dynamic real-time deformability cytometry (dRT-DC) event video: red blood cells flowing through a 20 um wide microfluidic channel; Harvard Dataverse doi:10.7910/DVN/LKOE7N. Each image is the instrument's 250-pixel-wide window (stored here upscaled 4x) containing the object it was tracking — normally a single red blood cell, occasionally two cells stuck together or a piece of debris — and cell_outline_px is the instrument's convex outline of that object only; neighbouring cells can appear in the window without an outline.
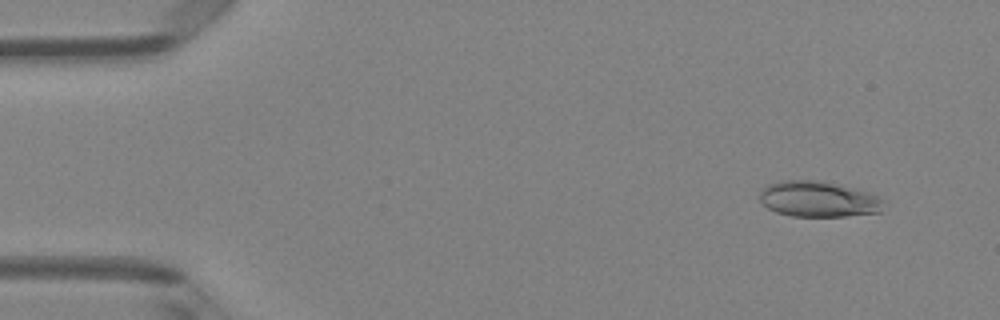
{"species": "Egyptian fruit bat (a non-hibernating species)", "species_latin": "Rousettus aegyptiacus", "temperature_condition": "room temperature", "stored_images_in_passage": 6, "camera_frame_rate_fps": 3000, "um_per_image_px": 0.085, "animal": {"sex": "female"}, "frame": {"image": 1, "passage_image": 2, "time_ms": 1.0, "image_size_px": [1000, 320], "cell_outline_px": [[884, 200], [880, 212], [844, 216], [792, 216], [776, 212], [768, 208], [760, 200], [760, 192], [768, 184], [780, 180], [820, 180], [840, 184], [868, 192]], "centroid_in_image_um": [69.55, 16.91], "position_along_channel_um": 15.5, "area_um2": 25.78}}
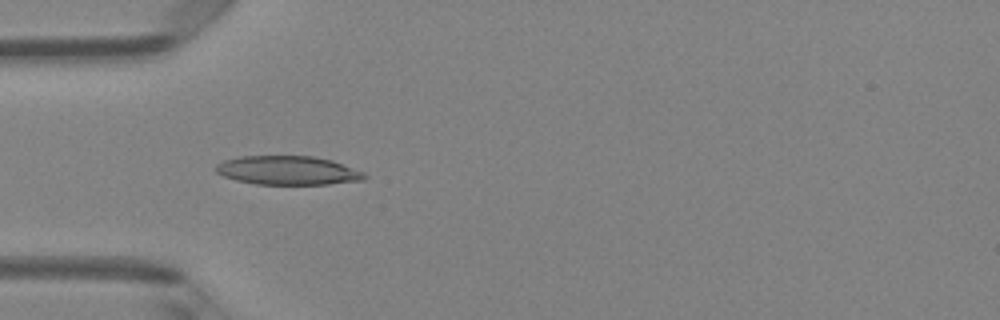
{"frame": {"image": 2, "passage_image": 5, "time_ms": 4.667, "image_size_px": [1000, 320], "cell_outline_px": [[368, 176], [364, 180], [328, 184], [256, 184], [236, 180], [224, 176], [216, 172], [212, 168], [216, 164], [224, 160], [240, 156], [312, 156], [332, 160], [364, 172]], "centroid_in_image_um": [24.45, 14.48], "position_along_channel_um": 60.6, "area_um2": 25.09}}
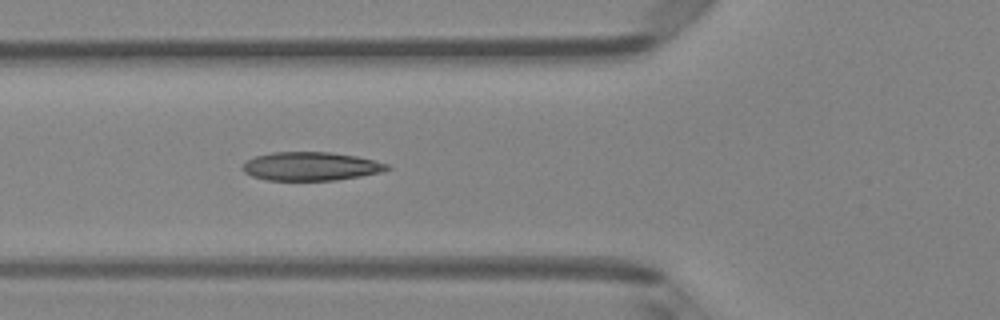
{"frame": {"image": 3, "passage_image": 6, "time_ms": 5.667, "image_size_px": [1000, 320], "cell_outline_px": [[392, 168], [380, 172], [360, 176], [336, 180], [268, 180], [252, 176], [244, 172], [240, 168], [248, 160], [256, 156], [272, 152], [332, 152], [356, 156], [388, 164]], "centroid_in_image_um": [26.41, 14.13], "position_along_channel_um": 99.4, "area_um2": 23.93}}